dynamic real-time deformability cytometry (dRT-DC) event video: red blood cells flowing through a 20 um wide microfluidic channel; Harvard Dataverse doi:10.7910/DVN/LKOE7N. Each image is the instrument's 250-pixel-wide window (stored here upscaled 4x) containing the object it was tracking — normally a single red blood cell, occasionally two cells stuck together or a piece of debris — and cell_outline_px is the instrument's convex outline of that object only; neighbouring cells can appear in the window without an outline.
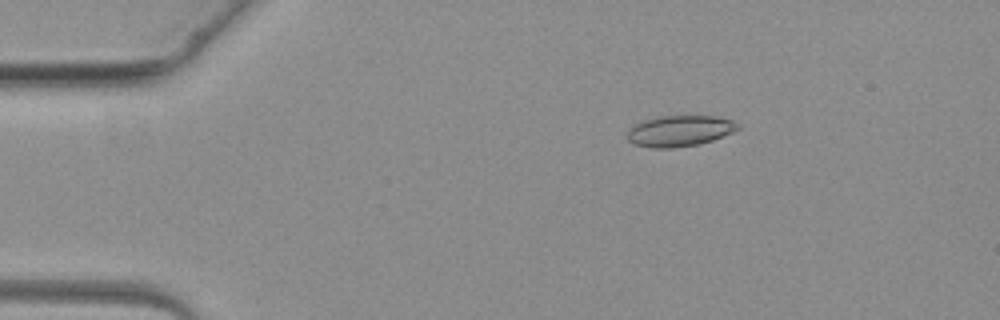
{"species": "common noctule bat (a hibernating species)", "species_latin": "Nyctalus noctula", "temperature_condition": "warm", "stored_images_in_passage": 3, "camera_frame_rate_fps": 3000, "um_per_image_px": 0.085, "animal": {"sex": "female", "body_mass_g": 19.3, "forearm_length_mm": 54.1}, "frame": {"image": 1, "passage_image": 2, "time_ms": 1.0, "image_size_px": [1000, 320], "cell_outline_px": [[740, 128], [732, 132], [712, 140], [696, 144], [672, 148], [652, 148], [632, 144], [628, 140], [628, 128], [632, 124], [644, 120], [660, 116], [716, 116], [732, 120], [740, 124]], "centroid_in_image_um": [57.73, 11.12], "position_along_channel_um": 27.3, "area_um2": 20.0}}